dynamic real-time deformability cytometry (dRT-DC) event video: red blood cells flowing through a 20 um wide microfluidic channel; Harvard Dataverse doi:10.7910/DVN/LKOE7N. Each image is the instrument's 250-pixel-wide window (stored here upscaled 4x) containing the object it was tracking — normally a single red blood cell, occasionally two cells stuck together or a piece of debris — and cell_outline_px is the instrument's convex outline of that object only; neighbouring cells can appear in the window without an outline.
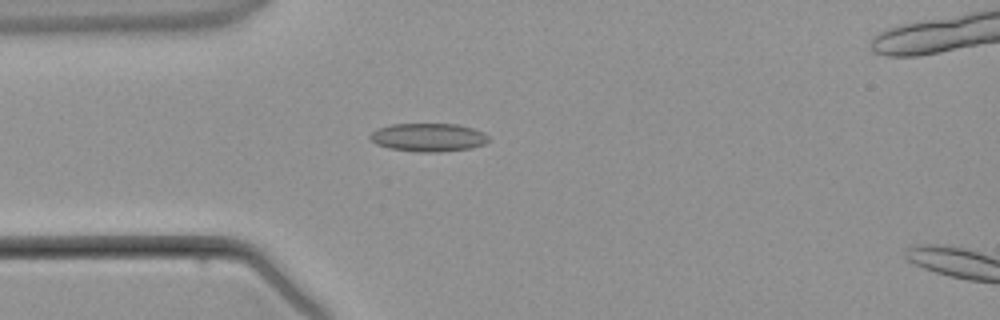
{"species": "common noctule bat (a hibernating species)", "species_latin": "Nyctalus noctula", "temperature_condition": "warm", "stored_images_in_passage": 3, "camera_frame_rate_fps": 3000, "um_per_image_px": 0.085, "animal": {"sex": "male", "body_mass_g": 21.5, "forearm_length_mm": 52.0}, "frame": {"image": 1, "passage_image": 2, "time_ms": 1.333, "image_size_px": [1000, 320], "cell_outline_px": [[488, 140], [484, 144], [472, 148], [440, 152], [420, 152], [388, 148], [376, 144], [368, 136], [372, 132], [380, 128], [392, 124], [456, 124], [472, 128], [484, 132], [488, 136]], "centroid_in_image_um": [36.42, 11.68], "position_along_channel_um": 48.6, "area_um2": 19.48}}